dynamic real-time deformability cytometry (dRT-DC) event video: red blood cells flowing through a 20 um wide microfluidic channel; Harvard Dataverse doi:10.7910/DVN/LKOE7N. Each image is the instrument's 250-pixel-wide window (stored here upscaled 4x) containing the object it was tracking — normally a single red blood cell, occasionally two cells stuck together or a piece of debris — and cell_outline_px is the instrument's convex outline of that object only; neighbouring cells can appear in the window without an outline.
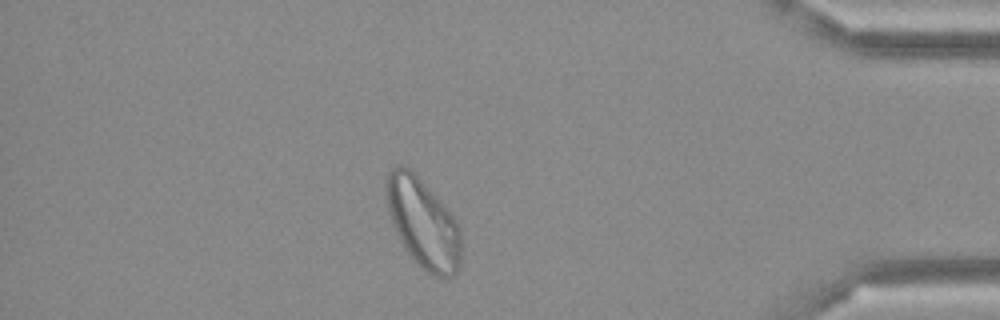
{"species": "Egyptian fruit bat (a non-hibernating species)", "species_latin": "Rousettus aegyptiacus", "temperature_condition": "cold", "stored_images_in_passage": 45, "camera_frame_rate_fps": 3000, "um_per_image_px": 0.085, "frame": {"image": 1, "passage_image": 39, "time_ms": 12.667, "image_size_px": [1000, 320], "cell_outline_px": [[460, 264], [456, 272], [448, 280], [444, 280], [432, 276], [420, 268], [412, 260], [404, 248], [392, 224], [388, 212], [384, 196], [384, 184], [388, 172], [392, 168], [400, 164], [404, 164], [440, 200], [456, 220], [460, 232]], "centroid_in_image_um": [35.92, 19.01], "position_along_channel_um": 399.3, "area_um2": 39.54}}